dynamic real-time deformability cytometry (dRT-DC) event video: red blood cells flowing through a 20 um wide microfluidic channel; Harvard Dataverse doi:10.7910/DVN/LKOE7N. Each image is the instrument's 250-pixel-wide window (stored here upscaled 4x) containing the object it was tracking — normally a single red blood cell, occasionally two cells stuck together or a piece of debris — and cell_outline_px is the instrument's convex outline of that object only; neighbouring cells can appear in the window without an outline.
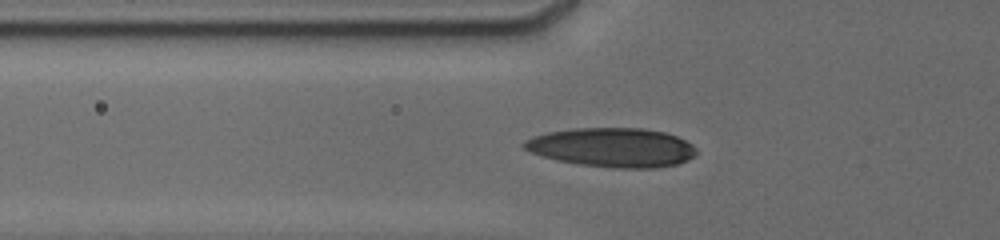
{"species": "human", "species_latin": "Homo sapiens", "temperature_condition": "cold", "stored_images_in_passage": 39, "camera_frame_rate_fps": 3000, "um_per_image_px": 0.085, "donor": {"sex": "male"}, "frame": {"image": 1, "passage_image": 2, "time_ms": 0.333, "image_size_px": [1000, 240], "cell_outline_px": [[696, 152], [688, 160], [676, 164], [656, 168], [616, 168], [580, 164], [556, 160], [532, 152], [524, 148], [520, 144], [524, 140], [532, 136], [548, 132], [576, 128], [640, 128], [664, 132], [676, 136], [692, 144], [696, 148]], "centroid_in_image_um": [52.03, 12.53], "position_along_channel_um": 73.8, "area_um2": 39.19}}
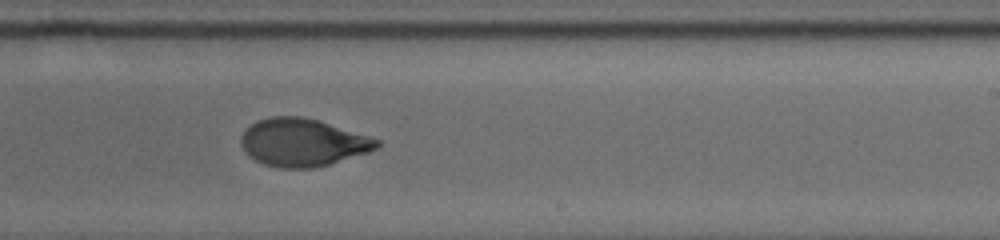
{"frame": {"image": 2, "passage_image": 18, "time_ms": 5.333, "image_size_px": [1000, 240], "cell_outline_px": [[380, 144], [376, 148], [368, 152], [316, 168], [280, 168], [264, 164], [248, 156], [244, 152], [240, 144], [240, 140], [244, 132], [256, 120], [272, 116], [300, 116], [316, 120], [368, 136], [380, 140]], "centroid_in_image_um": [25.68, 12.12], "position_along_channel_um": 263.3, "area_um2": 37.45}}
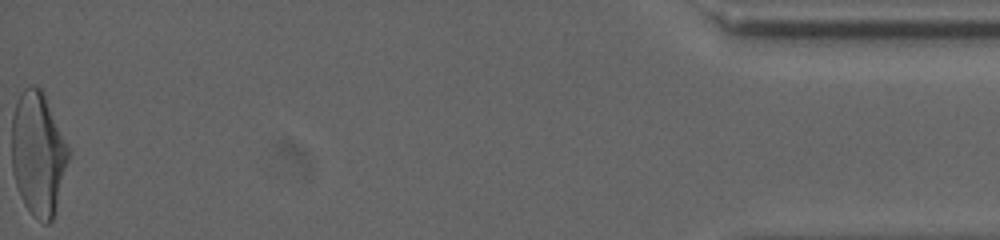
{"frame": {"image": 3, "passage_image": 39, "time_ms": 12.0, "image_size_px": [1000, 240], "cell_outline_px": [[72, 152], [52, 220], [48, 224], [44, 224], [32, 216], [24, 204], [20, 196], [12, 172], [12, 116], [16, 104], [24, 88], [32, 84], [40, 88], [44, 92]], "centroid_in_image_um": [3.26, 13.07], "position_along_channel_um": 431.9, "area_um2": 41.44}, "authors_computed_cell_mechanics": {"area_um2": 38.5526, "velocity_mm_per_s": 3.8058, "shape_relaxation_time_tau1_ms": 4.5979, "shape_relaxation_time_tau2_ms": 1.145, "deformation_change_tau1": 0.1821, "deformation_change_tau2": 0.0616}}